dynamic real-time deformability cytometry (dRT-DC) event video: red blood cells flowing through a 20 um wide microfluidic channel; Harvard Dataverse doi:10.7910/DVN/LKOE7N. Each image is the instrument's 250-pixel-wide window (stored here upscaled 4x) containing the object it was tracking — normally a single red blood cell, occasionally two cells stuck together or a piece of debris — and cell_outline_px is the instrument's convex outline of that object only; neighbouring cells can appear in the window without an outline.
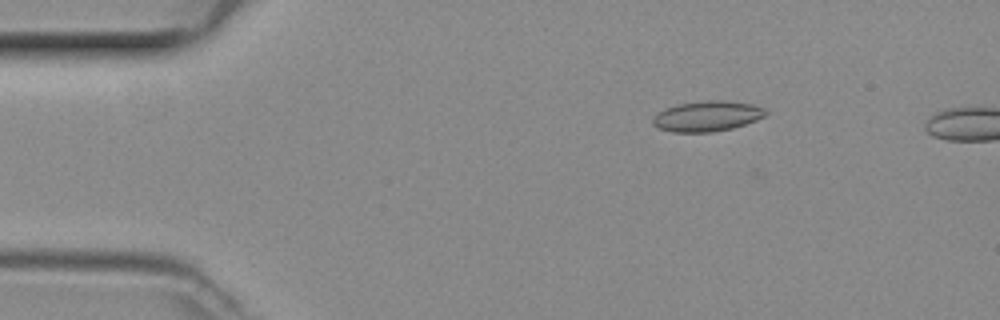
{"species": "common noctule bat (a hibernating species)", "species_latin": "Nyctalus noctula", "temperature_condition": "room temperature", "stored_images_in_passage": 45, "camera_frame_rate_fps": 3000, "um_per_image_px": 0.085, "animal": {"sex": "female", "body_mass_g": 29.2, "forearm_length_mm": 56.3}, "frame": {"image": 1, "passage_image": 8, "time_ms": 2.333, "image_size_px": [1000, 320], "cell_outline_px": [[768, 112], [764, 116], [756, 120], [732, 128], [712, 132], [672, 132], [660, 128], [652, 124], [652, 116], [664, 108], [676, 104], [708, 100], [724, 100], [752, 104], [764, 108]], "centroid_in_image_um": [60.07, 9.86], "position_along_channel_um": 24.9, "area_um2": 20.06}}
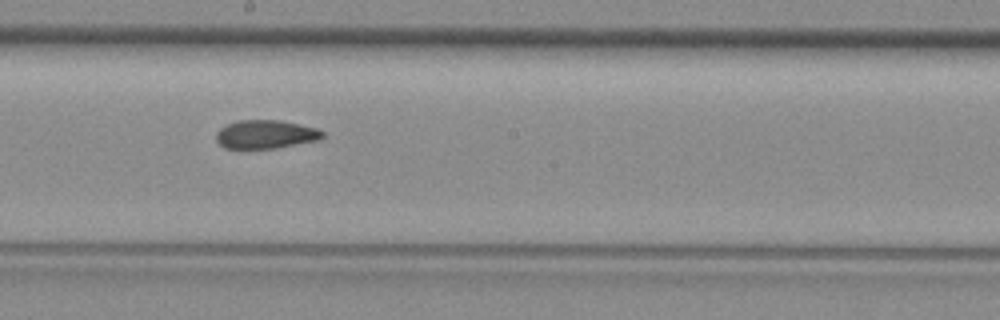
{"frame": {"image": 2, "passage_image": 27, "time_ms": 8.667, "image_size_px": [1000, 320], "cell_outline_px": [[324, 136], [320, 140], [276, 148], [224, 148], [216, 140], [216, 132], [220, 128], [236, 120], [280, 120], [316, 128], [324, 132]], "centroid_in_image_um": [22.58, 11.41], "position_along_channel_um": 225.6, "area_um2": 17.69}}
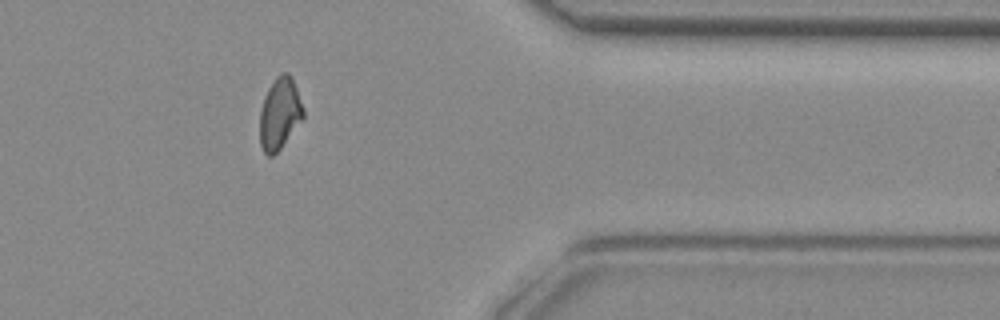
{"frame": {"image": 3, "passage_image": 40, "time_ms": 13.0, "image_size_px": [1000, 320], "cell_outline_px": [[304, 116], [280, 148], [272, 156], [268, 156], [264, 152], [260, 144], [260, 112], [264, 96], [268, 88], [276, 76], [280, 72], [288, 72], [292, 76], [304, 108]], "centroid_in_image_um": [23.77, 9.61], "position_along_channel_um": 387.6, "area_um2": 18.09}}